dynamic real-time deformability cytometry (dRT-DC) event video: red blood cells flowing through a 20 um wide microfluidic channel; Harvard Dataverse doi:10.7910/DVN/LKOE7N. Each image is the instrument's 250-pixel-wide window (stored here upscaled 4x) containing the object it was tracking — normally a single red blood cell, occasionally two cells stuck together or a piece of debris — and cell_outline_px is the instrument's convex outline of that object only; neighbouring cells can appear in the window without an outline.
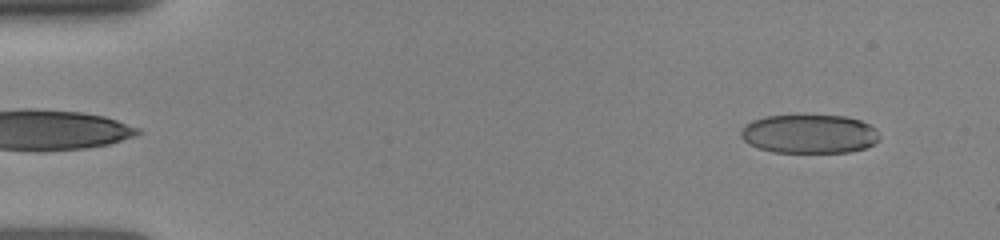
{"species": "human", "species_latin": "Homo sapiens", "temperature_condition": "room temperature", "stored_images_in_passage": 16, "camera_frame_rate_fps": 3000, "um_per_image_px": 0.085, "donor": {"sex": "female"}, "frame": {"image": 1, "passage_image": 1, "time_ms": 0.0, "image_size_px": [1000, 240], "cell_outline_px": [[880, 140], [864, 148], [848, 152], [772, 152], [756, 148], [748, 144], [740, 136], [740, 132], [744, 124], [752, 120], [764, 116], [796, 112], [804, 112], [844, 116], [860, 120], [876, 128], [880, 136]], "centroid_in_image_um": [68.74, 11.32], "position_along_channel_um": 16.3, "area_um2": 32.77}}
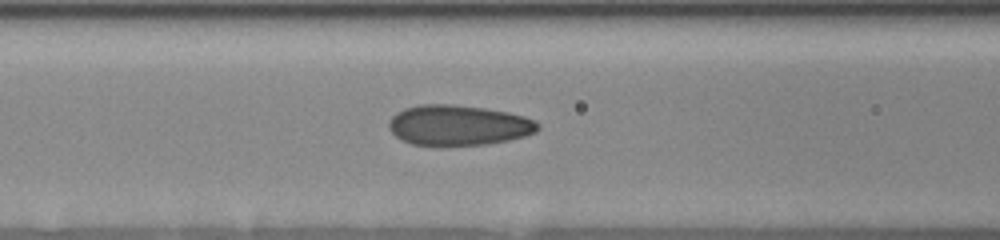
{"frame": {"image": 2, "passage_image": 14, "time_ms": 5.333, "image_size_px": [1000, 240], "cell_outline_px": [[540, 128], [536, 132], [524, 136], [508, 140], [484, 144], [440, 148], [412, 144], [400, 140], [388, 128], [388, 120], [396, 112], [404, 108], [420, 104], [452, 104], [484, 108], [508, 112], [524, 116], [536, 120], [540, 124]], "centroid_in_image_um": [38.93, 10.67], "position_along_channel_um": 127.7, "area_um2": 35.95}}
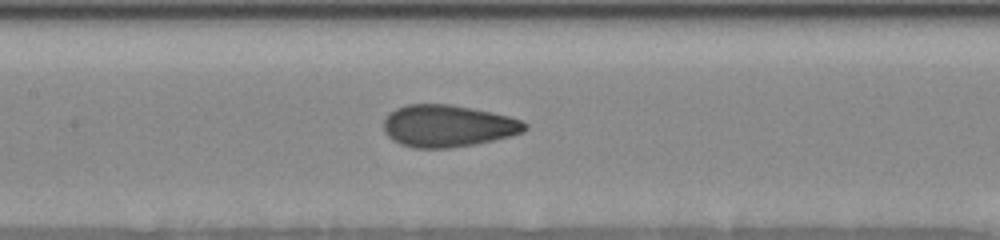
{"frame": {"image": 3, "passage_image": 16, "time_ms": 6.333, "image_size_px": [1000, 240], "cell_outline_px": [[528, 128], [524, 132], [512, 136], [472, 144], [448, 148], [412, 148], [400, 144], [392, 140], [384, 132], [384, 120], [388, 112], [396, 108], [408, 104], [448, 104], [508, 116], [520, 120], [528, 124]], "centroid_in_image_um": [38.03, 10.71], "position_along_channel_um": 169.4, "area_um2": 34.45}}